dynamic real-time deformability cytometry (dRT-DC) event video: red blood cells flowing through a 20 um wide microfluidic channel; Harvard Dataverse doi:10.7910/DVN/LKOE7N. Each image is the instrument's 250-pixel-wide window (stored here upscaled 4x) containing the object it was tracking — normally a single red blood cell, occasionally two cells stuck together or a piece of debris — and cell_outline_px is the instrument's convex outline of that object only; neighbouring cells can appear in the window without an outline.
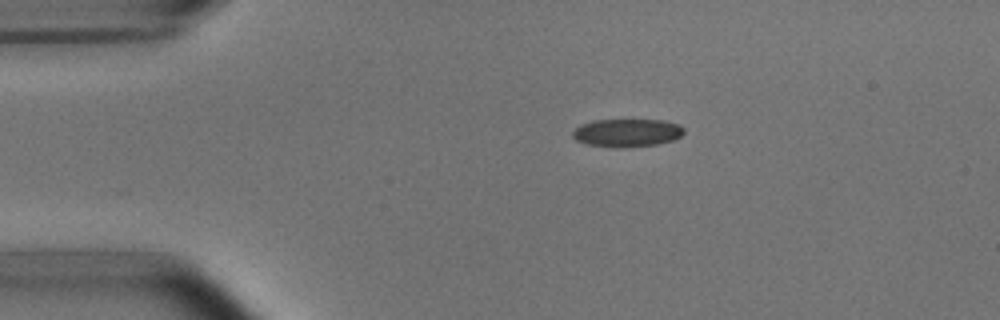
{"species": "common noctule bat (a hibernating species)", "species_latin": "Nyctalus noctula", "temperature_condition": "room temperature", "stored_images_in_passage": 3, "camera_frame_rate_fps": 3000, "um_per_image_px": 0.085, "animal": {"sex": "male", "body_mass_g": 15.6}, "frame": {"image": 1, "passage_image": 1, "time_ms": 0.0, "image_size_px": [1000, 320], "cell_outline_px": [[684, 132], [680, 136], [672, 140], [660, 144], [624, 148], [616, 148], [588, 144], [576, 140], [572, 136], [572, 132], [580, 124], [596, 120], [664, 120], [680, 124], [684, 128]], "centroid_in_image_um": [53.32, 11.29], "position_along_channel_um": 31.7, "area_um2": 18.32}}
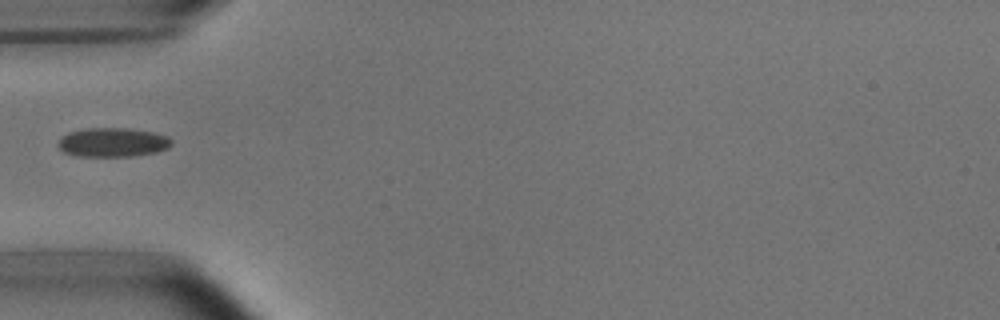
{"frame": {"image": 2, "passage_image": 3, "time_ms": 2.333, "image_size_px": [1000, 320], "cell_outline_px": [[172, 144], [168, 148], [156, 152], [132, 156], [80, 156], [64, 152], [56, 144], [60, 136], [68, 132], [84, 128], [128, 128], [156, 132], [168, 136], [172, 140]], "centroid_in_image_um": [9.58, 12.08], "position_along_channel_um": 75.4, "area_um2": 19.48}}